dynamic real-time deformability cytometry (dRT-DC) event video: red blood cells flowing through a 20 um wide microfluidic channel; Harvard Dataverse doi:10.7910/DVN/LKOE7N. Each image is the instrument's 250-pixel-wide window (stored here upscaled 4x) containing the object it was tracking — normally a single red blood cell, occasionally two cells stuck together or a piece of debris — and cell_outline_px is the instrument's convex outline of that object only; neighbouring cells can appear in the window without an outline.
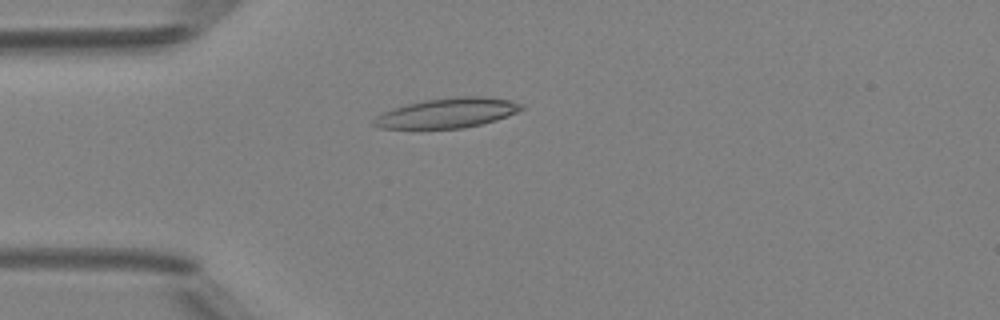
{"species": "Egyptian fruit bat (a non-hibernating species)", "species_latin": "Rousettus aegyptiacus", "temperature_condition": "room temperature", "stored_images_in_passage": 36, "camera_frame_rate_fps": 3000, "um_per_image_px": 0.085, "animal": {"sex": "female"}, "frame": {"image": 1, "passage_image": 1, "time_ms": 0.0, "image_size_px": [1000, 320], "cell_outline_px": [[524, 108], [508, 116], [496, 120], [464, 128], [380, 128], [372, 124], [372, 120], [376, 116], [392, 108], [424, 100], [456, 96], [480, 96], [512, 100], [524, 104]], "centroid_in_image_um": [38.05, 9.59], "position_along_channel_um": 47.0, "area_um2": 25.61}}
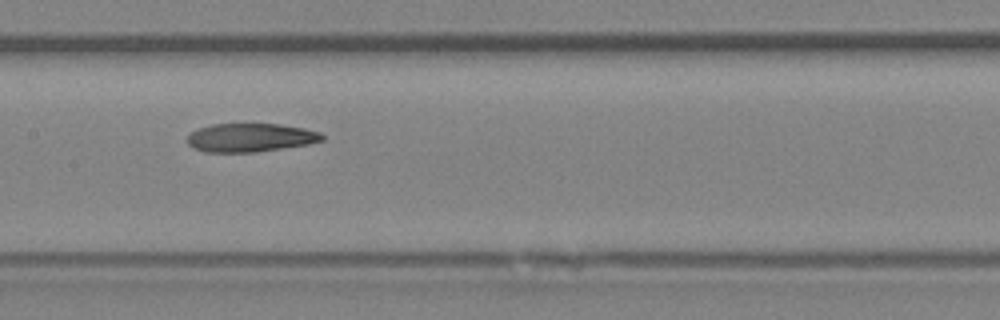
{"frame": {"image": 2, "passage_image": 12, "time_ms": 3.667, "image_size_px": [1000, 320], "cell_outline_px": [[324, 140], [308, 144], [256, 152], [204, 152], [192, 148], [188, 144], [188, 136], [192, 132], [200, 128], [212, 124], [280, 124], [304, 128], [320, 132], [324, 136]], "centroid_in_image_um": [21.29, 11.7], "position_along_channel_um": 186.1, "area_um2": 22.37}}
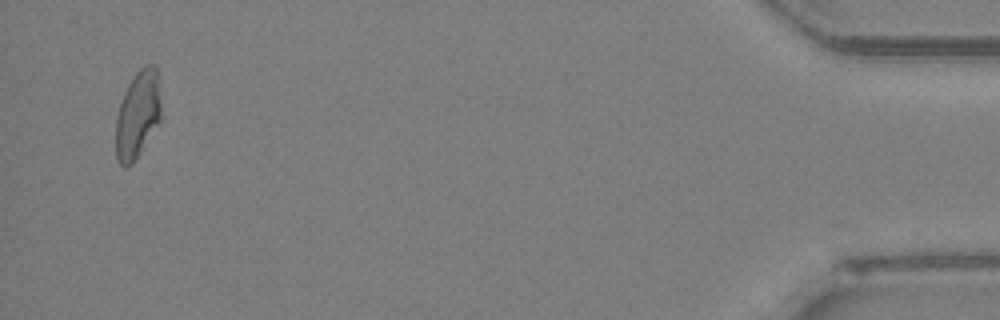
{"frame": {"image": 3, "passage_image": 35, "time_ms": 11.333, "image_size_px": [1000, 320], "cell_outline_px": [[160, 120], [140, 152], [132, 164], [124, 168], [116, 160], [116, 120], [120, 104], [124, 92], [132, 76], [144, 64], [156, 64], [160, 104]], "centroid_in_image_um": [11.69, 9.72], "position_along_channel_um": 423.5, "area_um2": 22.89}, "authors_computed_cell_mechanics": {"area_um2": 23.2067, "velocity_mm_per_s": 4.2125, "shape_relaxation_time_tau1_ms": null, "shape_relaxation_time_tau2_ms": 7.5914, "deformation_change_tau1": null, "deformation_change_tau2": 0.1717}}